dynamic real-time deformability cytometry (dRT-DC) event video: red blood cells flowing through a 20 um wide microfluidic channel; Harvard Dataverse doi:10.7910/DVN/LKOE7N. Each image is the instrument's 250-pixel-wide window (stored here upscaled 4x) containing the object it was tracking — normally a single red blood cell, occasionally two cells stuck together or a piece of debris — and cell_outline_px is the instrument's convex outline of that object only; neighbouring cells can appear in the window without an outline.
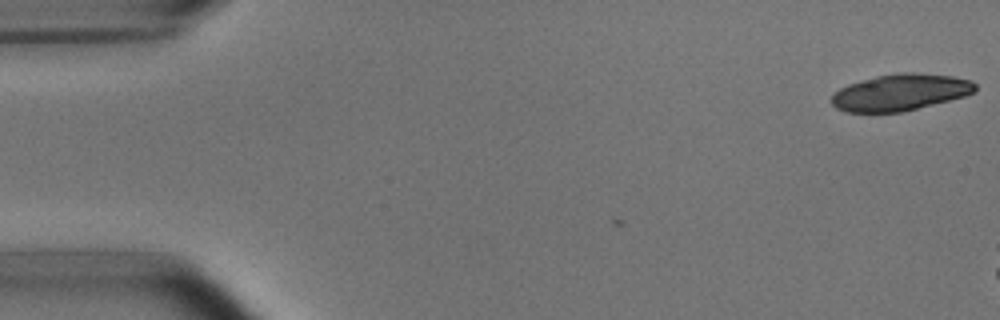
{"species": "common noctule bat (a hibernating species)", "species_latin": "Nyctalus noctula", "temperature_condition": "room temperature", "stored_images_in_passage": 2, "camera_frame_rate_fps": 3000, "um_per_image_px": 0.085, "animal": {"sex": "male", "body_mass_g": 15.6}, "frame": {"image": 1, "passage_image": 2, "time_ms": 0.333, "image_size_px": [1000, 320], "cell_outline_px": [[976, 92], [964, 96], [900, 112], [844, 112], [836, 108], [832, 104], [832, 96], [840, 88], [848, 84], [876, 76], [904, 72], [912, 72], [952, 76], [972, 80], [976, 84]], "centroid_in_image_um": [76.53, 7.84], "position_along_channel_um": 8.5, "area_um2": 30.35}}